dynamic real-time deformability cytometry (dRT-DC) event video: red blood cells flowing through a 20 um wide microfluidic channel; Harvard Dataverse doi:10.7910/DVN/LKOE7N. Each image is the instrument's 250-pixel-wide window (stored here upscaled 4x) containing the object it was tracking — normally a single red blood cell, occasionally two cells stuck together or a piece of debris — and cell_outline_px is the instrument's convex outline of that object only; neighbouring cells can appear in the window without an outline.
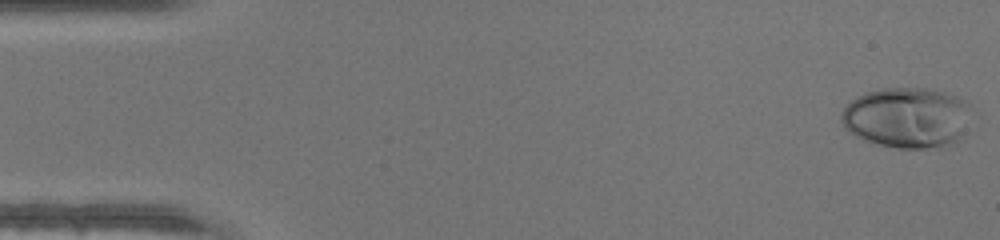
{"species": "human", "species_latin": "Homo sapiens", "temperature_condition": "warm", "stored_images_in_passage": 46, "camera_frame_rate_fps": 3000, "um_per_image_px": 0.085, "donor": {"sex": "male"}, "frame": {"image": 1, "passage_image": 1, "time_ms": 0.0, "image_size_px": [1000, 240], "cell_outline_px": [[968, 104], [960, 132], [956, 140], [940, 148], [896, 148], [864, 140], [848, 132], [840, 120], [840, 112], [856, 96], [868, 92], [884, 88], [928, 88], [960, 96], [968, 100]], "centroid_in_image_um": [77.0, 9.98], "position_along_channel_um": 8.0, "area_um2": 45.26}}
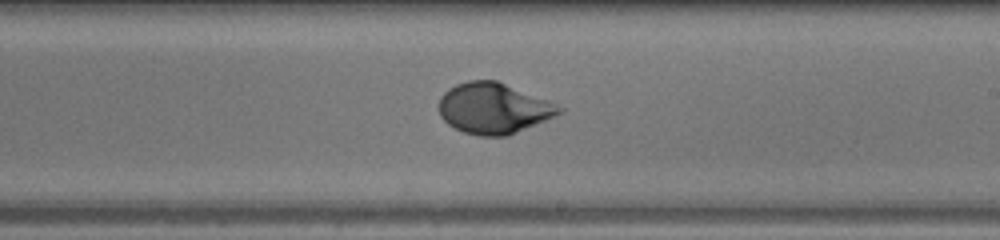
{"frame": {"image": 2, "passage_image": 27, "time_ms": 8.667, "image_size_px": [1000, 240], "cell_outline_px": [[564, 112], [508, 136], [480, 136], [464, 132], [448, 124], [440, 116], [440, 96], [448, 88], [456, 84], [468, 80], [496, 80], [548, 100], [564, 108]], "centroid_in_image_um": [41.95, 9.2], "position_along_channel_um": 247.0, "area_um2": 35.49}}
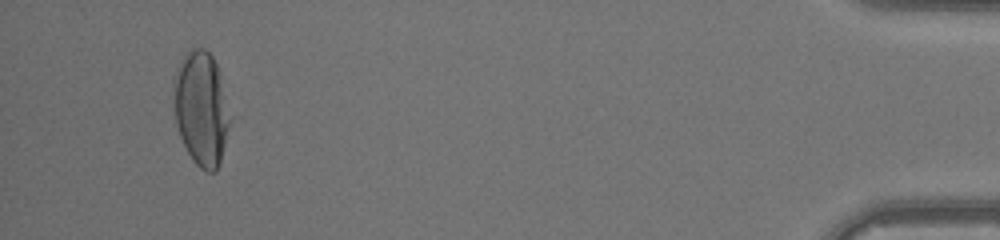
{"frame": {"image": 3, "passage_image": 44, "time_ms": 14.333, "image_size_px": [1000, 240], "cell_outline_px": [[232, 116], [220, 164], [216, 172], [208, 172], [200, 168], [192, 160], [180, 136], [176, 124], [172, 92], [172, 80], [176, 68], [184, 56], [192, 48], [204, 48], [212, 56], [216, 64], [220, 76]], "centroid_in_image_um": [17.1, 9.23], "position_along_channel_um": 418.1, "area_um2": 37.97}}